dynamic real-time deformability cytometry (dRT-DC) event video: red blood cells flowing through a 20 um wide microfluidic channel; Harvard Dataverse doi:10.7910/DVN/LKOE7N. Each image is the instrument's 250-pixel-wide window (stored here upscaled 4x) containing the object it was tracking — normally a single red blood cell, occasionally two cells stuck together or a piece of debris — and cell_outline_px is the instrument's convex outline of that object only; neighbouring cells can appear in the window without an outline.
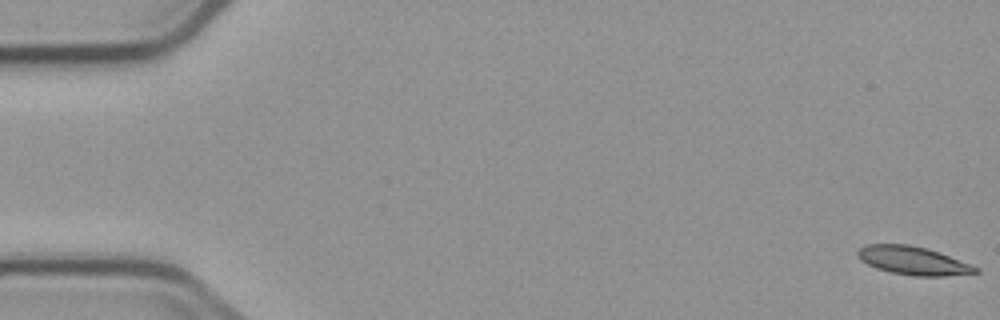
{"species": "common noctule bat (a hibernating species)", "species_latin": "Nyctalus noctula", "temperature_condition": "cold", "stored_images_in_passage": 4, "camera_frame_rate_fps": 3000, "um_per_image_px": 0.085, "animal": {"sex": "male", "body_mass_g": 23.1, "forearm_length_mm": 52.7}, "frame": {"image": 1, "passage_image": 1, "time_ms": 0.0, "image_size_px": [1000, 320], "cell_outline_px": [[980, 272], [944, 276], [916, 276], [892, 272], [876, 268], [860, 260], [856, 252], [860, 248], [868, 244], [908, 244], [940, 252], [980, 268]], "centroid_in_image_um": [77.62, 22.15], "position_along_channel_um": 7.4, "area_um2": 19.31}}
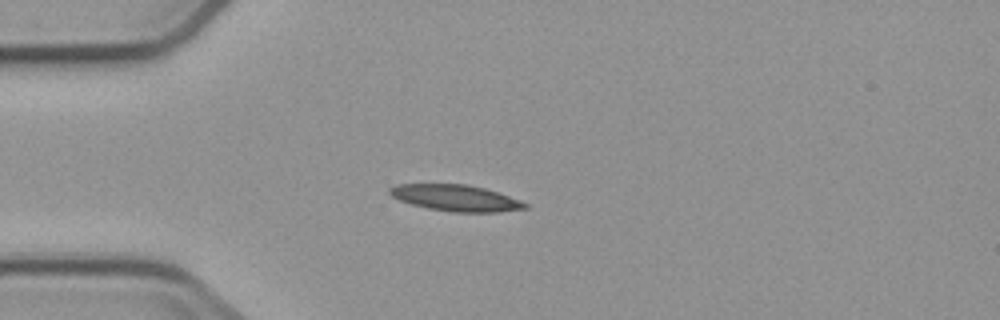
{"frame": {"image": 2, "passage_image": 4, "time_ms": 4.667, "image_size_px": [1000, 320], "cell_outline_px": [[528, 208], [500, 212], [452, 212], [428, 208], [412, 204], [400, 200], [392, 196], [388, 192], [388, 188], [396, 184], [468, 184], [484, 188], [520, 200], [528, 204]], "centroid_in_image_um": [38.73, 16.82], "position_along_channel_um": 46.3, "area_um2": 20.69}}